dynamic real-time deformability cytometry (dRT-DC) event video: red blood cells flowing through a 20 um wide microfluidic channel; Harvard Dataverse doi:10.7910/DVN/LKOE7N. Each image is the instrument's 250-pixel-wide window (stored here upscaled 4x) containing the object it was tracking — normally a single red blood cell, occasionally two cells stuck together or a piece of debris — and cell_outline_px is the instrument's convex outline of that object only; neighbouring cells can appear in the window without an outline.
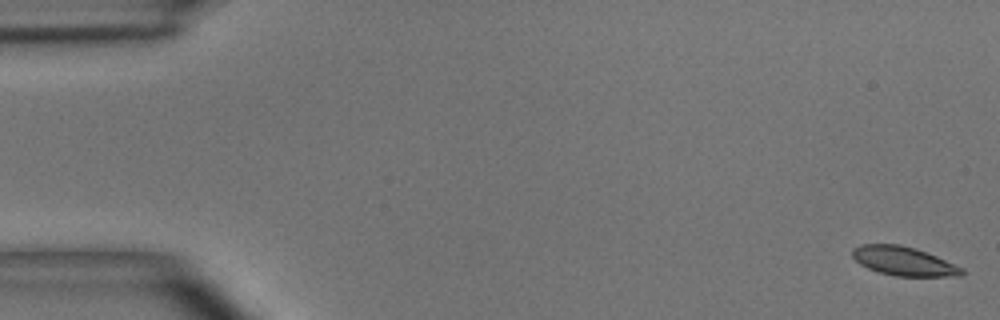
{"species": "common noctule bat (a hibernating species)", "species_latin": "Nyctalus noctula", "temperature_condition": "room temperature", "stored_images_in_passage": 51, "camera_frame_rate_fps": 3000, "um_per_image_px": 0.085, "animal": {"sex": "male", "body_mass_g": 15.6}, "frame": {"image": 1, "passage_image": 1, "time_ms": 0.0, "image_size_px": [1000, 320], "cell_outline_px": [[964, 272], [960, 276], [896, 276], [880, 272], [868, 268], [860, 264], [852, 256], [852, 248], [860, 244], [900, 244], [916, 248], [936, 256], [964, 268]], "centroid_in_image_um": [76.8, 22.18], "position_along_channel_um": 8.2, "area_um2": 18.44}}
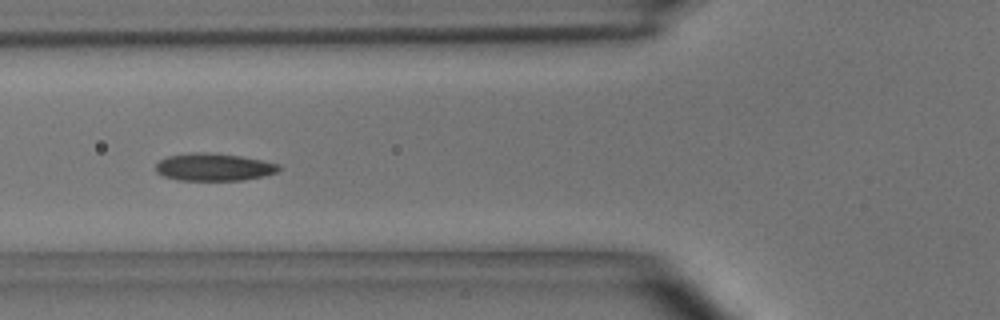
{"frame": {"image": 2, "passage_image": 19, "time_ms": 6.0, "image_size_px": [1000, 320], "cell_outline_px": [[280, 168], [276, 172], [264, 176], [244, 180], [180, 180], [164, 176], [156, 172], [156, 164], [160, 160], [168, 156], [192, 152], [204, 152], [240, 156], [280, 164]], "centroid_in_image_um": [18.17, 14.2], "position_along_channel_um": 107.6, "area_um2": 19.59}}
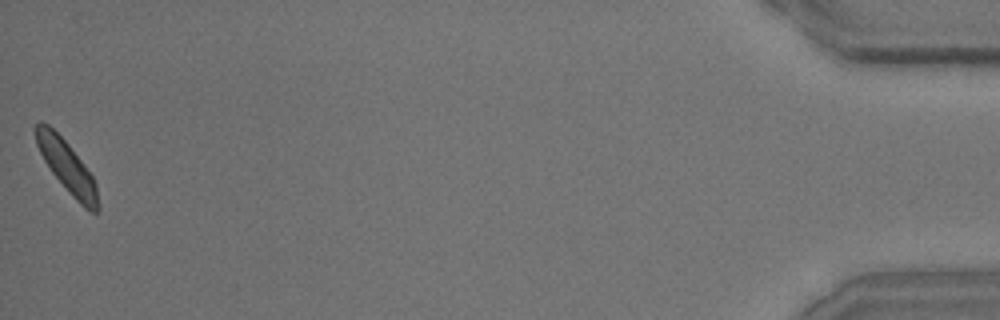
{"frame": {"image": 3, "passage_image": 51, "time_ms": 16.667, "image_size_px": [1000, 320], "cell_outline_px": [[100, 208], [96, 212], [92, 212], [84, 208], [68, 192], [52, 172], [44, 160], [36, 144], [32, 128], [40, 120], [48, 124], [68, 144], [92, 176], [96, 184]], "centroid_in_image_um": [5.66, 14.15], "position_along_channel_um": 429.5, "area_um2": 18.61}, "authors_computed_cell_mechanics": {"area_um2": 19.1318, "velocity_mm_per_s": 3.9054, "shape_relaxation_time_tau1_ms": 2.2324, "shape_relaxation_time_tau2_ms": 1.6306, "deformation_change_tau1": 0.0699, "deformation_change_tau2": 0.0636}}